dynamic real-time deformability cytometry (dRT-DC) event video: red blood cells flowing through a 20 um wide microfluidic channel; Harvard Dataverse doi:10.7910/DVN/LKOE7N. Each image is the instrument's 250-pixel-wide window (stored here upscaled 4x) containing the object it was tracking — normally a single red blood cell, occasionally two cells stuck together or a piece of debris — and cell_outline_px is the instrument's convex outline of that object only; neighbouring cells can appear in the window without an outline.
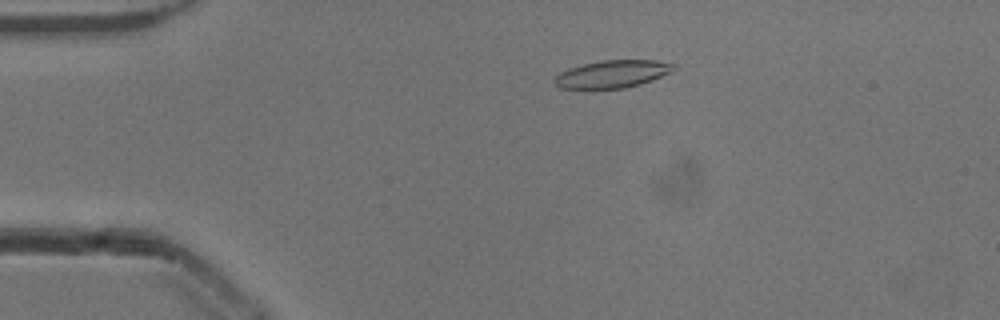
{"species": "common noctule bat (a hibernating species)", "species_latin": "Nyctalus noctula", "temperature_condition": "cold", "stored_images_in_passage": 53, "camera_frame_rate_fps": 3000, "um_per_image_px": 0.085, "animal": {"sex": "male", "body_mass_g": 13.3}, "frame": {"image": 1, "passage_image": 11, "time_ms": 3.333, "image_size_px": [1000, 320], "cell_outline_px": [[676, 68], [672, 72], [652, 80], [640, 84], [624, 88], [560, 88], [552, 80], [560, 72], [568, 68], [584, 64], [604, 60], [656, 60], [676, 64]], "centroid_in_image_um": [52.08, 6.28], "position_along_channel_um": 32.9, "area_um2": 19.07}}
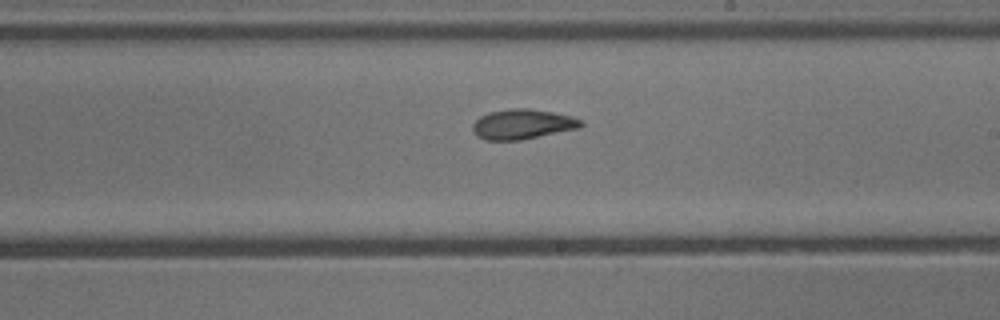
{"frame": {"image": 2, "passage_image": 31, "time_ms": 10.0, "image_size_px": [1000, 320], "cell_outline_px": [[584, 124], [580, 128], [520, 140], [484, 140], [476, 136], [472, 132], [472, 124], [480, 116], [488, 112], [512, 108], [528, 108], [552, 112], [572, 116], [584, 120]], "centroid_in_image_um": [44.41, 10.55], "position_along_channel_um": 244.6, "area_um2": 19.13}}
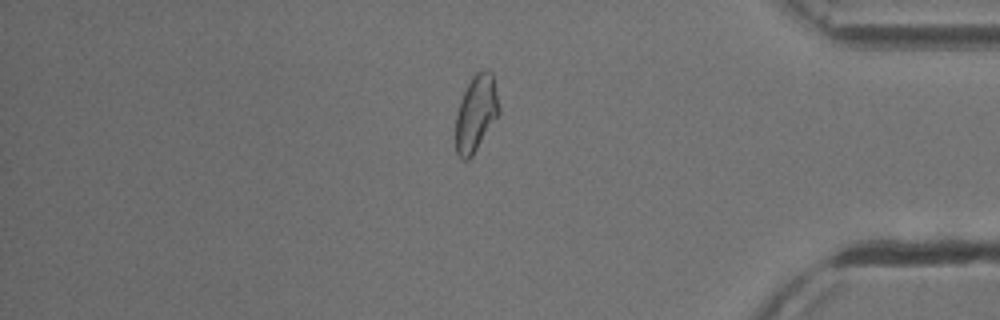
{"frame": {"image": 3, "passage_image": 45, "time_ms": 14.667, "image_size_px": [1000, 320], "cell_outline_px": [[500, 116], [472, 156], [468, 160], [460, 160], [456, 152], [456, 112], [460, 100], [472, 76], [476, 72], [492, 72], [500, 108]], "centroid_in_image_um": [40.47, 9.69], "position_along_channel_um": 394.7, "area_um2": 19.48}, "authors_computed_cell_mechanics": {"area_um2": 19.1318, "velocity_mm_per_s": 3.864, "shape_relaxation_time_tau1_ms": 5.6418, "shape_relaxation_time_tau2_ms": 2.4324, "deformation_change_tau1": 0.1622, "deformation_change_tau2": 0.0929}}